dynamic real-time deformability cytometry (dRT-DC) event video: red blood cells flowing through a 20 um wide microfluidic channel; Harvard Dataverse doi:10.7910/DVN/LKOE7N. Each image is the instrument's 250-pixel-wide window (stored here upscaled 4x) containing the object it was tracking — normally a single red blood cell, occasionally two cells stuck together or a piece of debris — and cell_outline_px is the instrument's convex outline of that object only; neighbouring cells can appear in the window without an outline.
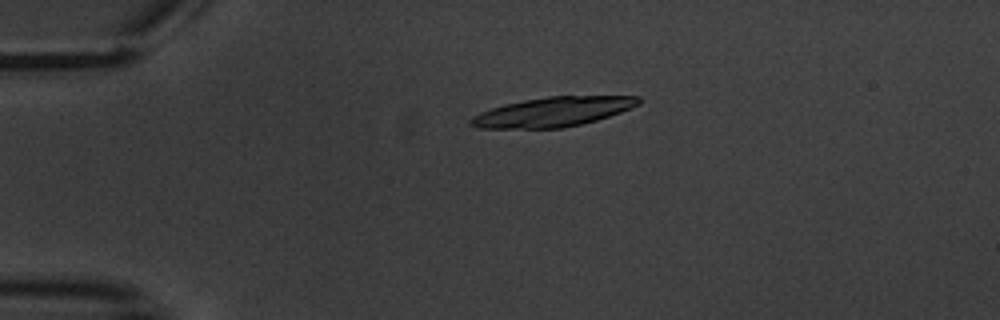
{"species": "common noctule bat (a hibernating species)", "species_latin": "Nyctalus noctula", "temperature_condition": "warm", "stored_images_in_passage": 5, "camera_frame_rate_fps": 3000, "um_per_image_px": 0.085, "animal": {"sex": "male", "body_mass_g": 20.1, "forearm_length_mm": 53.5}, "frame": {"image": 1, "passage_image": 4, "time_ms": 4.333, "image_size_px": [1000, 320], "cell_outline_px": [[640, 104], [620, 112], [596, 120], [580, 124], [560, 128], [480, 128], [468, 124], [468, 120], [472, 116], [480, 112], [504, 104], [524, 100], [548, 96], [640, 96]], "centroid_in_image_um": [46.96, 9.5], "position_along_channel_um": 38.0, "area_um2": 28.67}}